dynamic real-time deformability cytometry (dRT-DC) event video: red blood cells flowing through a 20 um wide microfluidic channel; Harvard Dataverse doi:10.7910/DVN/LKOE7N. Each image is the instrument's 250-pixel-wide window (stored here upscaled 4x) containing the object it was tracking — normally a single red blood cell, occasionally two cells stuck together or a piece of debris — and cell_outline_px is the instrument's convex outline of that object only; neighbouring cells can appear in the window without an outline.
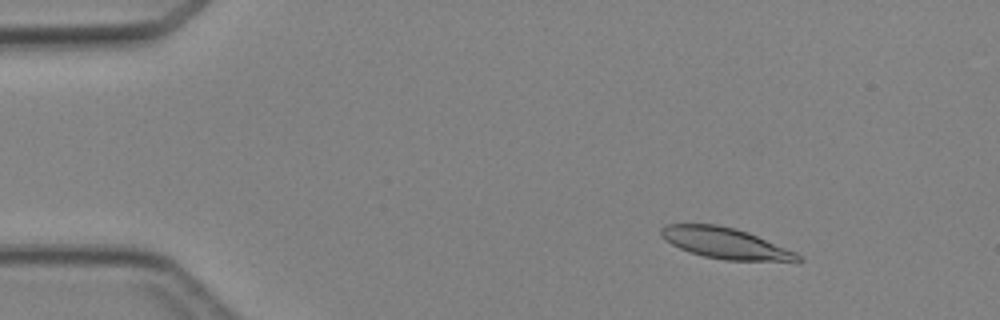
{"species": "Egyptian fruit bat (a non-hibernating species)", "species_latin": "Rousettus aegyptiacus", "temperature_condition": "cold", "stored_images_in_passage": 4, "camera_frame_rate_fps": 3000, "um_per_image_px": 0.085, "animal": {"sex": "female"}, "frame": {"image": 1, "passage_image": 2, "time_ms": 1.333, "image_size_px": [1000, 320], "cell_outline_px": [[804, 260], [800, 264], [796, 264], [724, 260], [704, 256], [680, 248], [672, 244], [660, 232], [660, 228], [668, 224], [716, 224], [736, 228], [748, 232], [796, 252]], "centroid_in_image_um": [61.85, 20.73], "position_along_channel_um": 23.2, "area_um2": 25.26}}